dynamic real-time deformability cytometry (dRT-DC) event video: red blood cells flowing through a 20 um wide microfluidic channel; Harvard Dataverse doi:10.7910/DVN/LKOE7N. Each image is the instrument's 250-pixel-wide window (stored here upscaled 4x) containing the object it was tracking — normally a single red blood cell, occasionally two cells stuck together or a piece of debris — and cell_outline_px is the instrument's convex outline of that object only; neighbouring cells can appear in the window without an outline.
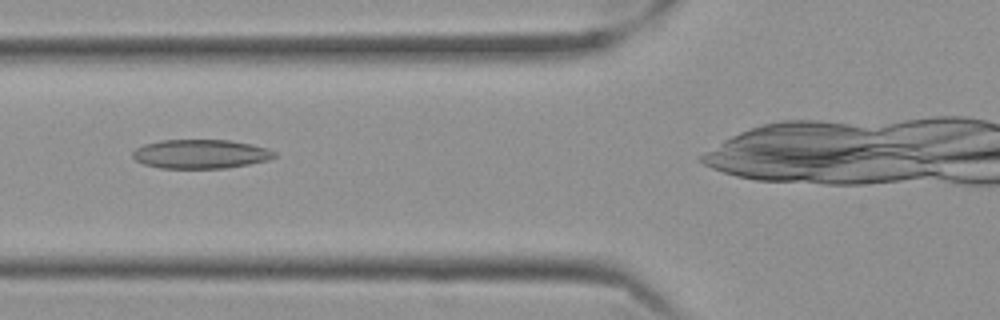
{"species": "Egyptian fruit bat (a non-hibernating species)", "species_latin": "Rousettus aegyptiacus", "temperature_condition": "cold", "stored_images_in_passage": 35, "camera_frame_rate_fps": 3000, "um_per_image_px": 0.085, "frame": {"image": 1, "passage_image": 10, "time_ms": 3.0, "image_size_px": [1000, 320], "cell_outline_px": [[276, 156], [268, 160], [248, 164], [224, 168], [160, 168], [144, 164], [136, 160], [132, 156], [132, 152], [136, 148], [144, 144], [160, 140], [228, 140], [252, 144], [268, 148], [276, 152]], "centroid_in_image_um": [17.05, 13.08], "position_along_channel_um": 108.8, "area_um2": 23.99}}
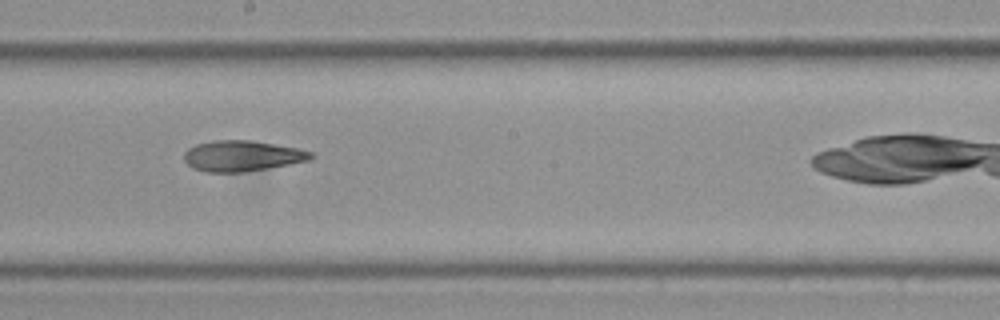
{"frame": {"image": 2, "passage_image": 20, "time_ms": 6.333, "image_size_px": [1000, 320], "cell_outline_px": [[316, 156], [308, 160], [268, 168], [244, 172], [204, 172], [192, 168], [184, 160], [184, 152], [188, 148], [196, 144], [212, 140], [252, 140], [276, 144], [296, 148], [312, 152]], "centroid_in_image_um": [20.55, 13.25], "position_along_channel_um": 227.7, "area_um2": 22.77}}
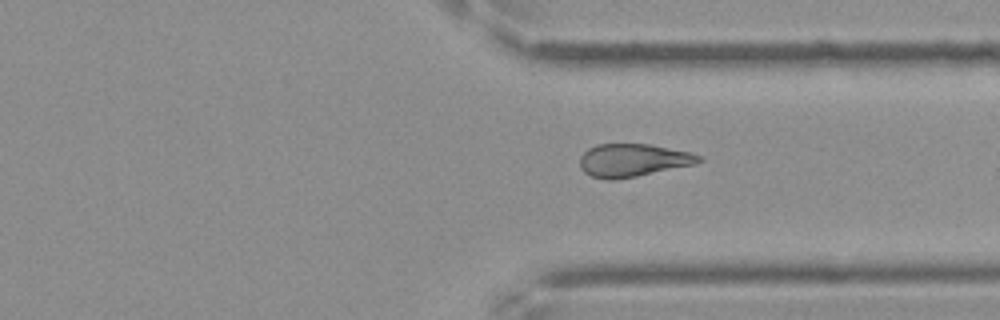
{"frame": {"image": 3, "passage_image": 31, "time_ms": 10.0, "image_size_px": [1000, 320], "cell_outline_px": [[704, 160], [696, 164], [636, 176], [612, 180], [608, 180], [592, 176], [584, 172], [580, 168], [580, 156], [588, 148], [596, 144], [652, 144], [688, 152], [700, 156]], "centroid_in_image_um": [53.78, 13.61], "position_along_channel_um": 357.6, "area_um2": 22.77}}